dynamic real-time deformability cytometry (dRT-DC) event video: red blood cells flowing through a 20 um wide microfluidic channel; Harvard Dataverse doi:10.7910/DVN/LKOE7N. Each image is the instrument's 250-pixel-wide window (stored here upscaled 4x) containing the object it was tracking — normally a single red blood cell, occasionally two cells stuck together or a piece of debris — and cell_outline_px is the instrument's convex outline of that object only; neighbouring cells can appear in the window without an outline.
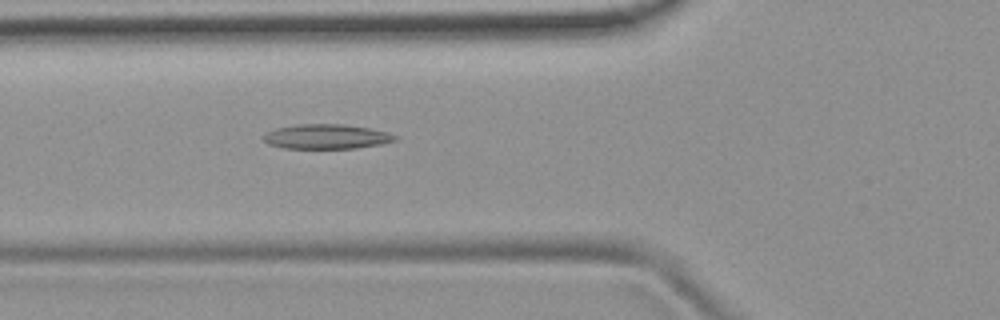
{"species": "common noctule bat (a hibernating species)", "species_latin": "Nyctalus noctula", "temperature_condition": "room temperature", "stored_images_in_passage": 46, "camera_frame_rate_fps": 3000, "um_per_image_px": 0.085, "animal": {"sex": "female", "body_mass_g": 19.9}, "frame": {"image": 1, "passage_image": 13, "time_ms": 4.0, "image_size_px": [1000, 320], "cell_outline_px": [[396, 140], [384, 144], [356, 148], [284, 148], [268, 144], [264, 140], [264, 136], [268, 132], [276, 128], [296, 124], [344, 124], [372, 128], [388, 132], [396, 136]], "centroid_in_image_um": [27.79, 11.6], "position_along_channel_um": 98.0, "area_um2": 18.96}}
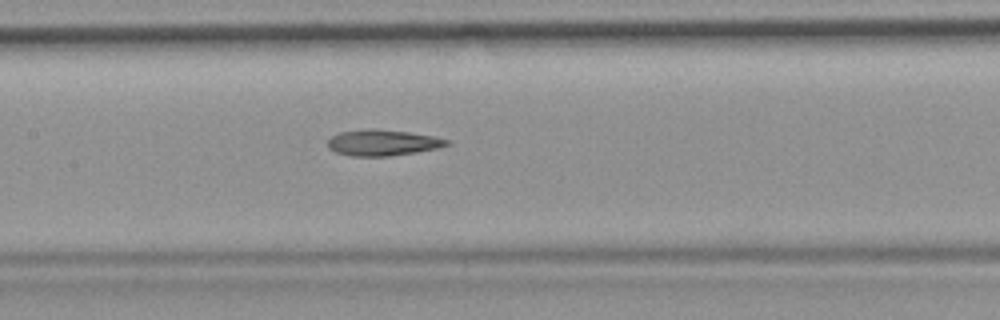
{"frame": {"image": 2, "passage_image": 19, "time_ms": 6.0, "image_size_px": [1000, 320], "cell_outline_px": [[452, 144], [440, 148], [416, 152], [388, 156], [352, 156], [336, 152], [328, 148], [328, 140], [332, 136], [340, 132], [372, 128], [408, 132], [432, 136], [448, 140]], "centroid_in_image_um": [32.54, 12.13], "position_along_channel_um": 174.9, "area_um2": 17.98}}
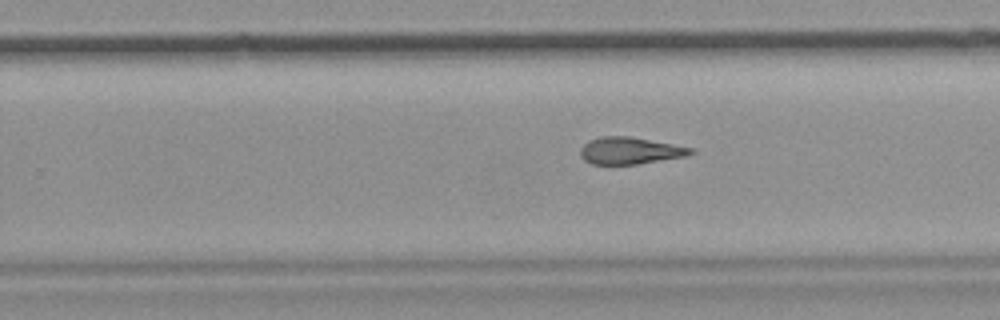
{"frame": {"image": 3, "passage_image": 27, "time_ms": 8.667, "image_size_px": [1000, 320], "cell_outline_px": [[696, 152], [688, 156], [636, 164], [592, 164], [584, 160], [580, 156], [580, 148], [588, 140], [600, 136], [628, 136], [672, 144], [692, 148]], "centroid_in_image_um": [53.53, 12.81], "position_along_channel_um": 276.3, "area_um2": 17.34}, "authors_computed_cell_mechanics": {"area_um2": 18.1781, "velocity_mm_per_s": 3.8161, "shape_relaxation_time_tau1_ms": null, "shape_relaxation_time_tau2_ms": 4.5718, "deformation_change_tau1": null, "deformation_change_tau2": 0.165}}